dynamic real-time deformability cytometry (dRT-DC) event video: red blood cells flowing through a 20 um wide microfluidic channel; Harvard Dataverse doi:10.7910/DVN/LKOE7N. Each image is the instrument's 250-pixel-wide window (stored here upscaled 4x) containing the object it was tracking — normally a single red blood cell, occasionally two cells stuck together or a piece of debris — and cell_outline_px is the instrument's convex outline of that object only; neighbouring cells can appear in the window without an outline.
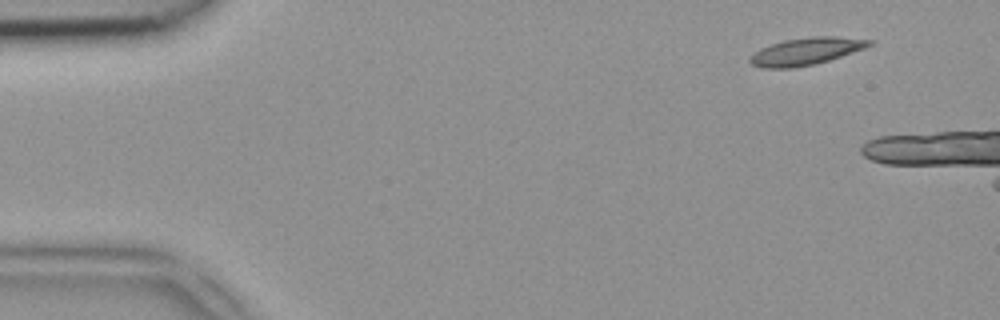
{"species": "common noctule bat (a hibernating species)", "species_latin": "Nyctalus noctula", "temperature_condition": "room temperature", "stored_images_in_passage": 10, "camera_frame_rate_fps": 3000, "um_per_image_px": 0.085, "animal": {"sex": "female", "body_mass_g": 18.4}, "frame": {"image": 1, "passage_image": 5, "time_ms": 1.333, "image_size_px": [1000, 320], "cell_outline_px": [[876, 40], [872, 44], [864, 48], [816, 64], [792, 68], [764, 68], [752, 64], [748, 60], [748, 56], [760, 48], [784, 40], [816, 36], [836, 36]], "centroid_in_image_um": [68.5, 4.36], "position_along_channel_um": 16.5, "area_um2": 18.9}}